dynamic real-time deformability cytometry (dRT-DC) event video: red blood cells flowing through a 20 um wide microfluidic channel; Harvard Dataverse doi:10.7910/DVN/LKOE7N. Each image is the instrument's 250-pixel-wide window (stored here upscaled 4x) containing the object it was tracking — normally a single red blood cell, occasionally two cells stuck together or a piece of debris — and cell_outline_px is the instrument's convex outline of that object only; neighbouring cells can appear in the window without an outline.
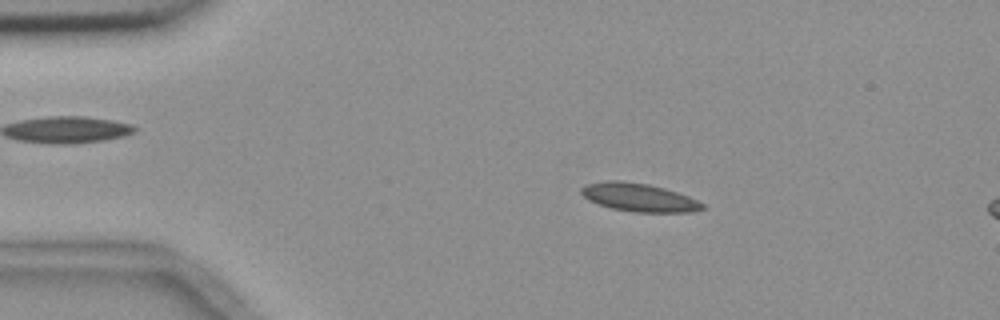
{"species": "common noctule bat (a hibernating species)", "species_latin": "Nyctalus noctula", "temperature_condition": "room temperature", "stored_images_in_passage": 16, "camera_frame_rate_fps": 3000, "um_per_image_px": 0.085, "animal": {"sex": "female", "body_mass_g": 18.4}, "frame": {"image": 1, "passage_image": 10, "time_ms": 3.0, "image_size_px": [1000, 320], "cell_outline_px": [[704, 208], [692, 212], [632, 212], [612, 208], [588, 200], [580, 192], [580, 188], [588, 184], [608, 180], [620, 180], [648, 184], [664, 188], [688, 196], [704, 204]], "centroid_in_image_um": [54.3, 16.78], "position_along_channel_um": 30.7, "area_um2": 19.77}}